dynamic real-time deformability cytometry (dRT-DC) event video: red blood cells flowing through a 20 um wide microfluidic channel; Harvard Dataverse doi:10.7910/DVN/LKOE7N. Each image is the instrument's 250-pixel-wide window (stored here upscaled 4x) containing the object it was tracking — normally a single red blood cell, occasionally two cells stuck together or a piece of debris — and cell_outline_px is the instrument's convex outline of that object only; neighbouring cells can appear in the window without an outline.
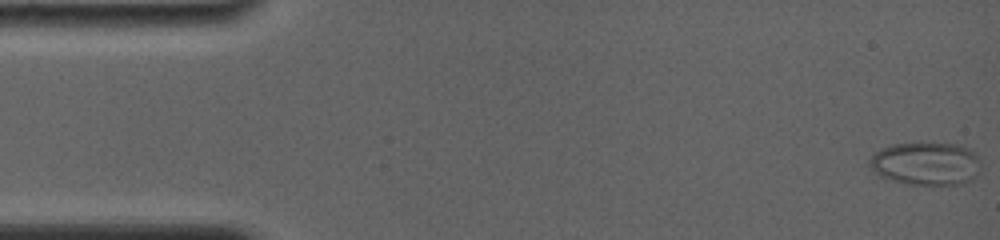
{"species": "common noctule bat (a hibernating species)", "species_latin": "Nyctalus noctula", "temperature_condition": "room temperature", "stored_images_in_passage": 42, "camera_frame_rate_fps": 4000, "um_per_image_px": 0.085, "animal": {"sex": "female", "body_mass_g": 19.0, "forearm_length_mm": 56.7}, "frame": {"image": 1, "passage_image": 1, "time_ms": 0.0, "image_size_px": [1000, 240], "cell_outline_px": [[976, 176], [972, 180], [960, 184], [904, 184], [880, 176], [868, 164], [868, 160], [880, 148], [892, 144], [956, 144], [968, 148], [976, 152]], "centroid_in_image_um": [78.65, 13.91], "position_along_channel_um": 6.3, "area_um2": 27.4}}
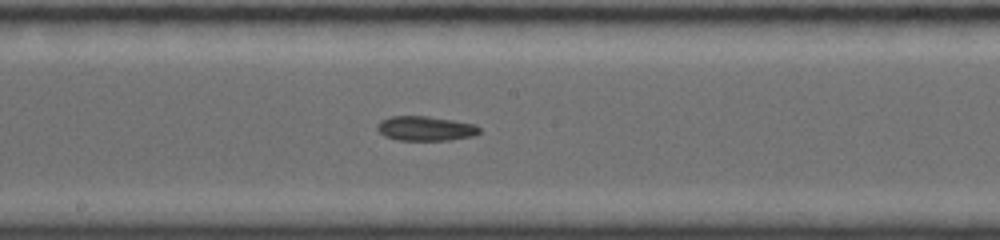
{"frame": {"image": 2, "passage_image": 19, "time_ms": 8.75, "image_size_px": [1000, 240], "cell_outline_px": [[480, 132], [472, 136], [448, 140], [400, 140], [384, 136], [376, 128], [376, 124], [380, 120], [392, 116], [428, 116], [476, 124], [480, 128]], "centroid_in_image_um": [36.15, 10.91], "position_along_channel_um": 212.1, "area_um2": 14.62}}
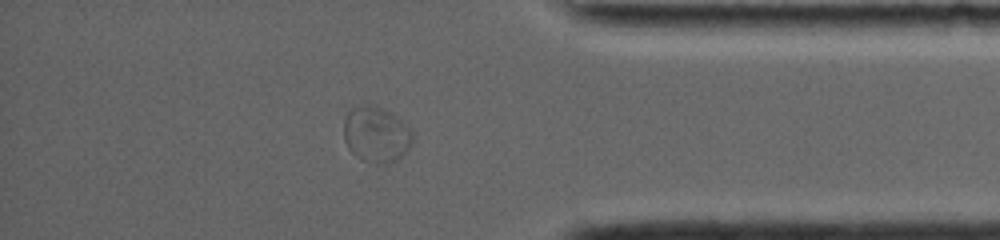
{"frame": {"image": 3, "passage_image": 37, "time_ms": 14.0, "image_size_px": [1000, 240], "cell_outline_px": [[412, 140], [408, 148], [396, 160], [384, 164], [360, 160], [348, 148], [344, 140], [344, 120], [348, 112], [356, 104], [372, 104], [396, 116], [408, 124], [412, 132]], "centroid_in_image_um": [31.95, 11.41], "position_along_channel_um": 403.3, "area_um2": 22.37}}